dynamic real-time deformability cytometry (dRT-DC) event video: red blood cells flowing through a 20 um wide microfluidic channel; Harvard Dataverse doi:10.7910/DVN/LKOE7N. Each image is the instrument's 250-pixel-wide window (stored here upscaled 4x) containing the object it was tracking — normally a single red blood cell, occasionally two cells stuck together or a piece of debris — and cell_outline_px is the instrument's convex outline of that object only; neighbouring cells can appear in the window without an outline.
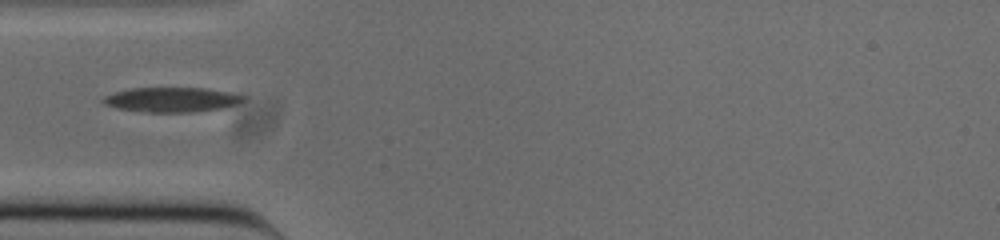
{"species": "common noctule bat (a hibernating species)", "species_latin": "Nyctalus noctula", "temperature_condition": "cold", "stored_images_in_passage": 35, "camera_frame_rate_fps": 3000, "um_per_image_px": 0.085, "animal": {"sex": "male", "body_mass_g": 20.0, "forearm_length_mm": 53.3}, "frame": {"image": 1, "passage_image": 1, "time_ms": 0.0, "image_size_px": [1000, 240], "cell_outline_px": [[244, 100], [236, 104], [224, 108], [188, 112], [148, 112], [116, 108], [104, 104], [100, 100], [104, 96], [116, 92], [132, 88], [204, 88], [228, 92], [244, 96]], "centroid_in_image_um": [14.56, 8.47], "position_along_channel_um": 70.4, "area_um2": 20.0}}
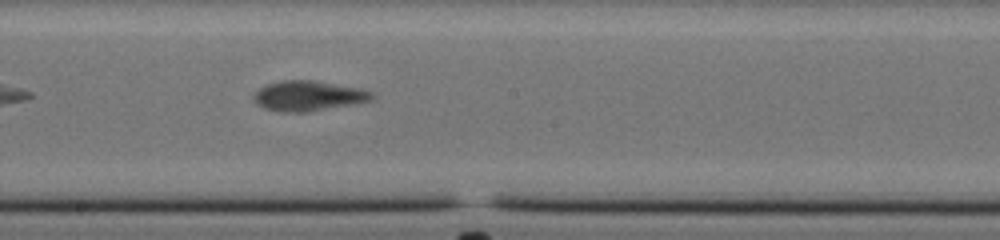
{"frame": {"image": 2, "passage_image": 13, "time_ms": 4.0, "image_size_px": [1000, 240], "cell_outline_px": [[372, 100], [304, 112], [288, 112], [264, 108], [256, 104], [252, 96], [260, 88], [268, 84], [284, 80], [316, 80], [360, 88], [372, 92]], "centroid_in_image_um": [26.18, 8.13], "position_along_channel_um": 222.0, "area_um2": 20.35}}
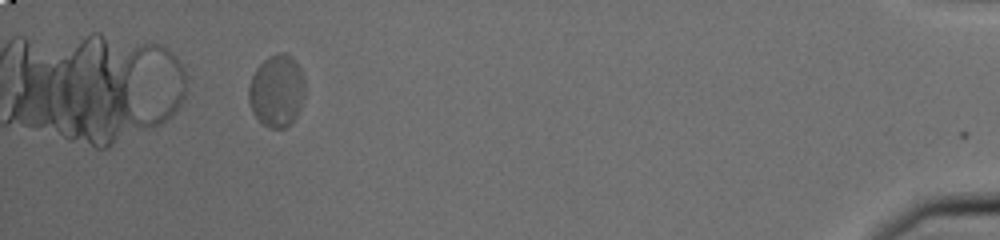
{"frame": {"image": 3, "passage_image": 34, "time_ms": 11.0, "image_size_px": [1000, 240], "cell_outline_px": [[304, 96], [296, 116], [284, 128], [268, 128], [252, 112], [248, 100], [248, 88], [252, 76], [256, 68], [268, 56], [284, 52], [292, 56], [300, 68], [304, 84]], "centroid_in_image_um": [23.5, 7.7], "position_along_channel_um": 411.7, "area_um2": 23.47}}